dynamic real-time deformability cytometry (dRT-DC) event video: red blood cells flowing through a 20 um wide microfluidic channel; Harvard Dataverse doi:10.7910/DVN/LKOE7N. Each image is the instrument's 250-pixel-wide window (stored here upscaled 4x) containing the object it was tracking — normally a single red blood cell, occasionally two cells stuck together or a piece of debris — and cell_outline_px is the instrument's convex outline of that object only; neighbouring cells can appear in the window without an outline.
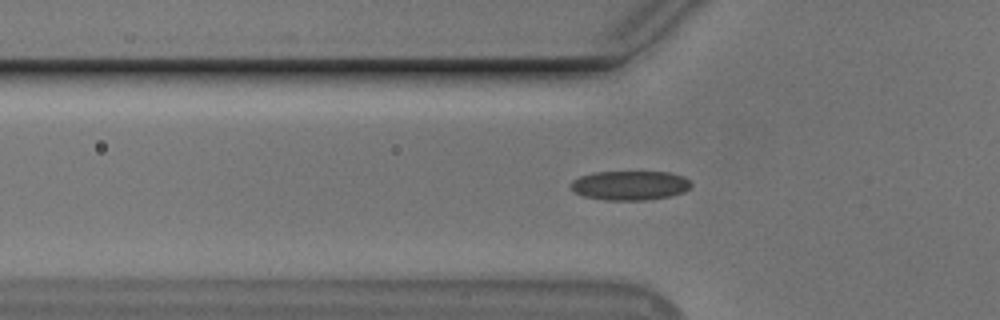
{"species": "Egyptian fruit bat (a non-hibernating species)", "species_latin": "Rousettus aegyptiacus", "temperature_condition": "cold", "stored_images_in_passage": 41, "camera_frame_rate_fps": 3000, "um_per_image_px": 0.085, "animal": {"sex": "male"}, "frame": {"image": 1, "passage_image": 4, "time_ms": 1.0, "image_size_px": [1000, 320], "cell_outline_px": [[692, 184], [684, 192], [672, 196], [648, 200], [604, 200], [584, 196], [572, 192], [572, 180], [580, 176], [592, 172], [668, 172], [684, 176], [692, 180]], "centroid_in_image_um": [53.57, 15.76], "position_along_channel_um": 72.2, "area_um2": 20.81}}
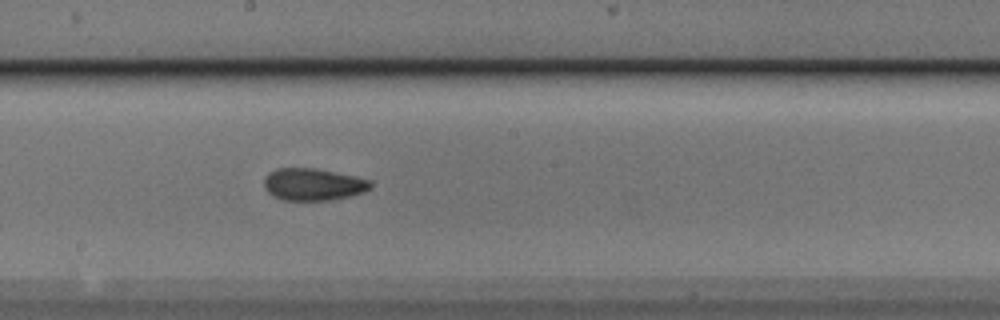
{"frame": {"image": 2, "passage_image": 16, "time_ms": 5.0, "image_size_px": [1000, 320], "cell_outline_px": [[372, 188], [364, 192], [352, 196], [332, 200], [284, 200], [272, 196], [264, 188], [264, 180], [276, 168], [316, 168], [372, 180]], "centroid_in_image_um": [26.66, 15.68], "position_along_channel_um": 221.5, "area_um2": 20.0}}
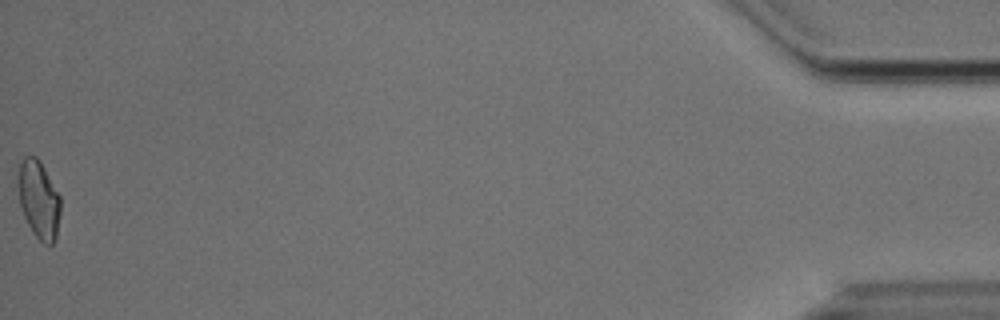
{"frame": {"image": 3, "passage_image": 41, "time_ms": 13.333, "image_size_px": [1000, 320], "cell_outline_px": [[60, 212], [56, 236], [52, 244], [44, 244], [32, 232], [24, 216], [20, 204], [16, 176], [20, 164], [24, 156], [36, 156], [40, 160], [60, 196]], "centroid_in_image_um": [3.27, 16.93], "position_along_channel_um": 431.9, "area_um2": 19.31}, "authors_computed_cell_mechanics": {"area_um2": 19.4786, "velocity_mm_per_s": 3.7237, "shape_relaxation_time_tau1_ms": 5.0581, "shape_relaxation_time_tau2_ms": 2.1124, "deformation_change_tau1": 0.1069, "deformation_change_tau2": 0.0689}}